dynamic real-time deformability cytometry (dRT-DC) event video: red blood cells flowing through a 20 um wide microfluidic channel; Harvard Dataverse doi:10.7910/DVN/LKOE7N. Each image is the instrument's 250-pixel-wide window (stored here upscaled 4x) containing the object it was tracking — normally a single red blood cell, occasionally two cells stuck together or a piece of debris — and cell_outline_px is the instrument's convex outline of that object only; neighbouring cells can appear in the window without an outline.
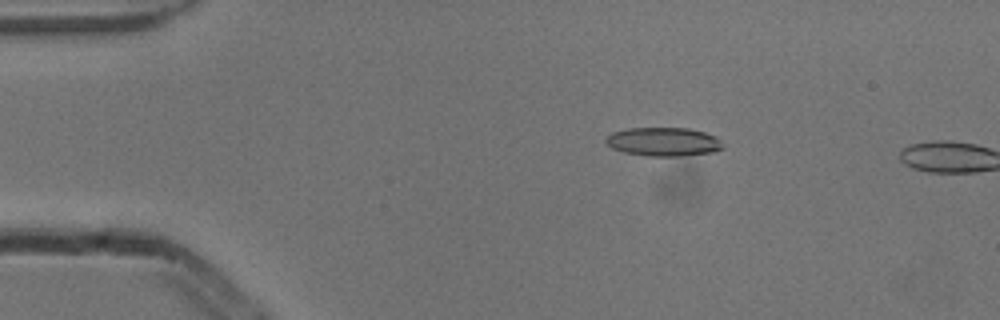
{"species": "common noctule bat (a hibernating species)", "species_latin": "Nyctalus noctula", "temperature_condition": "cold", "stored_images_in_passage": 2, "camera_frame_rate_fps": 3000, "um_per_image_px": 0.085, "animal": {"sex": "male", "body_mass_g": 13.3}, "frame": {"image": 1, "passage_image": 1, "time_ms": 0.0, "image_size_px": [1000, 320], "cell_outline_px": [[724, 148], [716, 152], [680, 156], [648, 156], [624, 152], [612, 148], [604, 140], [612, 132], [628, 128], [688, 128], [704, 132], [716, 136], [720, 140]], "centroid_in_image_um": [56.42, 12.05], "position_along_channel_um": 28.6, "area_um2": 19.65}}